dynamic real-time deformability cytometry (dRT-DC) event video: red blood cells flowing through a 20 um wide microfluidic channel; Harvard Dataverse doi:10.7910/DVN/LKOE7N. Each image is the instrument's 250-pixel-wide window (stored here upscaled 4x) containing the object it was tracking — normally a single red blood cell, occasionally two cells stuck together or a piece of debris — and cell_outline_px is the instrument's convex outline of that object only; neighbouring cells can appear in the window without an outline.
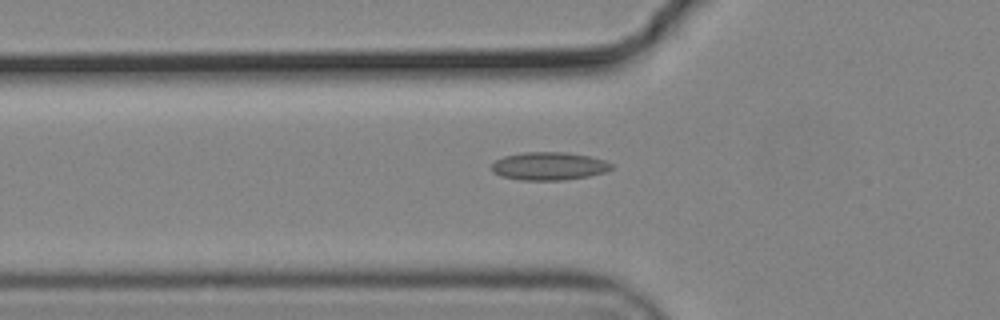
{"species": "common noctule bat (a hibernating species)", "species_latin": "Nyctalus noctula", "temperature_condition": "cold", "stored_images_in_passage": 53, "camera_frame_rate_fps": 3000, "um_per_image_px": 0.085, "animal": {"sex": "male", "body_mass_g": 19.2, "forearm_length_mm": 51.8}, "frame": {"image": 1, "passage_image": 20, "time_ms": 6.333, "image_size_px": [1000, 320], "cell_outline_px": [[612, 168], [604, 172], [588, 176], [564, 180], [520, 180], [500, 176], [492, 172], [492, 164], [496, 160], [504, 156], [524, 152], [568, 152], [592, 156], [604, 160], [612, 164]], "centroid_in_image_um": [46.65, 14.11], "position_along_channel_um": 79.1, "area_um2": 19.65}}
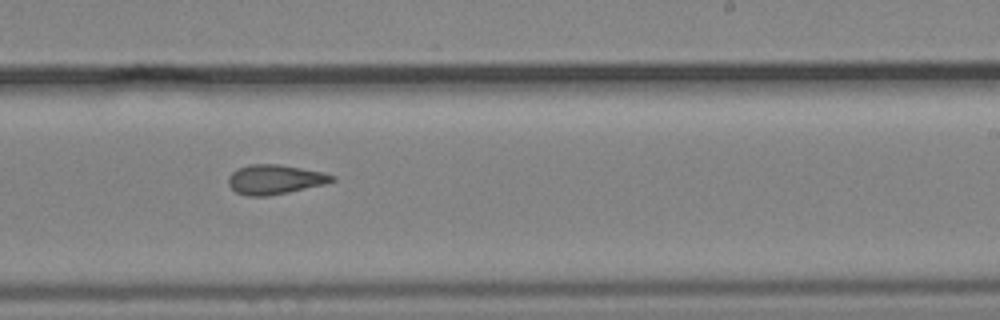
{"frame": {"image": 2, "passage_image": 35, "time_ms": 11.333, "image_size_px": [1000, 320], "cell_outline_px": [[336, 180], [324, 184], [288, 192], [268, 196], [248, 196], [236, 192], [228, 184], [228, 176], [236, 168], [248, 164], [280, 164], [324, 172], [336, 176]], "centroid_in_image_um": [23.36, 15.24], "position_along_channel_um": 265.6, "area_um2": 17.98}}
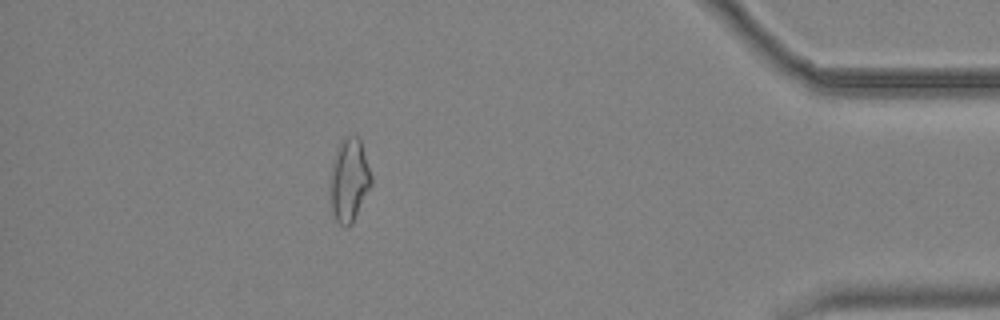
{"frame": {"image": 3, "passage_image": 50, "time_ms": 16.333, "image_size_px": [1000, 320], "cell_outline_px": [[372, 184], [352, 224], [348, 228], [344, 228], [336, 220], [332, 212], [328, 192], [328, 184], [332, 160], [336, 148], [344, 136], [356, 136], [360, 140], [372, 176]], "centroid_in_image_um": [29.63, 15.34], "position_along_channel_um": 405.6, "area_um2": 20.52}}